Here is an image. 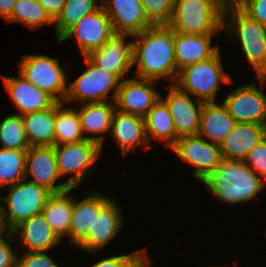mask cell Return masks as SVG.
<instances>
[{"label": "cell", "mask_w": 266, "mask_h": 267, "mask_svg": "<svg viewBox=\"0 0 266 267\" xmlns=\"http://www.w3.org/2000/svg\"><path fill=\"white\" fill-rule=\"evenodd\" d=\"M133 66H137L135 77L150 80L173 78L176 83L178 69L174 52V30L169 25H155L132 35Z\"/></svg>", "instance_id": "cell-1"}, {"label": "cell", "mask_w": 266, "mask_h": 267, "mask_svg": "<svg viewBox=\"0 0 266 267\" xmlns=\"http://www.w3.org/2000/svg\"><path fill=\"white\" fill-rule=\"evenodd\" d=\"M203 183L216 199L227 204L249 201L265 187L242 160L223 159Z\"/></svg>", "instance_id": "cell-2"}, {"label": "cell", "mask_w": 266, "mask_h": 267, "mask_svg": "<svg viewBox=\"0 0 266 267\" xmlns=\"http://www.w3.org/2000/svg\"><path fill=\"white\" fill-rule=\"evenodd\" d=\"M222 29L228 30V35L232 32L238 35L242 51L263 87L266 81V26L252 19L236 3H225Z\"/></svg>", "instance_id": "cell-3"}, {"label": "cell", "mask_w": 266, "mask_h": 267, "mask_svg": "<svg viewBox=\"0 0 266 267\" xmlns=\"http://www.w3.org/2000/svg\"><path fill=\"white\" fill-rule=\"evenodd\" d=\"M224 5V0H176L169 26L184 34H216L222 30Z\"/></svg>", "instance_id": "cell-4"}, {"label": "cell", "mask_w": 266, "mask_h": 267, "mask_svg": "<svg viewBox=\"0 0 266 267\" xmlns=\"http://www.w3.org/2000/svg\"><path fill=\"white\" fill-rule=\"evenodd\" d=\"M231 82V76L224 72L219 49L212 57L182 69L176 85L182 91L198 96V100L215 102L220 84Z\"/></svg>", "instance_id": "cell-5"}, {"label": "cell", "mask_w": 266, "mask_h": 267, "mask_svg": "<svg viewBox=\"0 0 266 267\" xmlns=\"http://www.w3.org/2000/svg\"><path fill=\"white\" fill-rule=\"evenodd\" d=\"M9 188L10 192L5 198L0 196V201H4L8 206L6 211L4 205H0L2 221L8 231H12L22 221L40 214L48 198L53 194L46 187L26 179Z\"/></svg>", "instance_id": "cell-6"}, {"label": "cell", "mask_w": 266, "mask_h": 267, "mask_svg": "<svg viewBox=\"0 0 266 267\" xmlns=\"http://www.w3.org/2000/svg\"><path fill=\"white\" fill-rule=\"evenodd\" d=\"M64 71L56 58L46 55H24L19 62V73L57 102H64L68 91Z\"/></svg>", "instance_id": "cell-7"}, {"label": "cell", "mask_w": 266, "mask_h": 267, "mask_svg": "<svg viewBox=\"0 0 266 267\" xmlns=\"http://www.w3.org/2000/svg\"><path fill=\"white\" fill-rule=\"evenodd\" d=\"M89 67L68 86L64 100H78L81 103L115 101L120 81L108 72L93 64L87 57H84ZM114 90L110 97L108 94Z\"/></svg>", "instance_id": "cell-8"}, {"label": "cell", "mask_w": 266, "mask_h": 267, "mask_svg": "<svg viewBox=\"0 0 266 267\" xmlns=\"http://www.w3.org/2000/svg\"><path fill=\"white\" fill-rule=\"evenodd\" d=\"M102 147L90 139L54 146L59 175L70 174L71 178L67 181L70 188L75 189L84 181L87 170L96 162Z\"/></svg>", "instance_id": "cell-9"}, {"label": "cell", "mask_w": 266, "mask_h": 267, "mask_svg": "<svg viewBox=\"0 0 266 267\" xmlns=\"http://www.w3.org/2000/svg\"><path fill=\"white\" fill-rule=\"evenodd\" d=\"M171 149L181 160L195 167L192 175L202 182L223 160L220 147L210 144L199 135L180 137Z\"/></svg>", "instance_id": "cell-10"}, {"label": "cell", "mask_w": 266, "mask_h": 267, "mask_svg": "<svg viewBox=\"0 0 266 267\" xmlns=\"http://www.w3.org/2000/svg\"><path fill=\"white\" fill-rule=\"evenodd\" d=\"M112 23L103 7L83 16L58 42L73 39L74 35L84 57L101 48L113 35Z\"/></svg>", "instance_id": "cell-11"}, {"label": "cell", "mask_w": 266, "mask_h": 267, "mask_svg": "<svg viewBox=\"0 0 266 267\" xmlns=\"http://www.w3.org/2000/svg\"><path fill=\"white\" fill-rule=\"evenodd\" d=\"M157 82L138 77L133 79L124 78L119 84L114 101L116 109L144 118L148 111L160 100V94L154 87Z\"/></svg>", "instance_id": "cell-12"}, {"label": "cell", "mask_w": 266, "mask_h": 267, "mask_svg": "<svg viewBox=\"0 0 266 267\" xmlns=\"http://www.w3.org/2000/svg\"><path fill=\"white\" fill-rule=\"evenodd\" d=\"M130 34L115 33L105 44L86 56L105 72L113 74L120 82L133 66V42L126 43Z\"/></svg>", "instance_id": "cell-13"}, {"label": "cell", "mask_w": 266, "mask_h": 267, "mask_svg": "<svg viewBox=\"0 0 266 267\" xmlns=\"http://www.w3.org/2000/svg\"><path fill=\"white\" fill-rule=\"evenodd\" d=\"M223 104L238 123L266 125V95L254 82L235 89L223 100Z\"/></svg>", "instance_id": "cell-14"}, {"label": "cell", "mask_w": 266, "mask_h": 267, "mask_svg": "<svg viewBox=\"0 0 266 267\" xmlns=\"http://www.w3.org/2000/svg\"><path fill=\"white\" fill-rule=\"evenodd\" d=\"M170 90L166 97L160 99L166 104L172 115L176 136L198 135L200 128V116L204 102L197 99L193 102L188 93L182 91L176 84L169 86Z\"/></svg>", "instance_id": "cell-15"}, {"label": "cell", "mask_w": 266, "mask_h": 267, "mask_svg": "<svg viewBox=\"0 0 266 267\" xmlns=\"http://www.w3.org/2000/svg\"><path fill=\"white\" fill-rule=\"evenodd\" d=\"M28 173L33 179H27ZM59 178L54 146H30L26 150V180L46 187L52 193L70 190L67 182L55 185Z\"/></svg>", "instance_id": "cell-16"}, {"label": "cell", "mask_w": 266, "mask_h": 267, "mask_svg": "<svg viewBox=\"0 0 266 267\" xmlns=\"http://www.w3.org/2000/svg\"><path fill=\"white\" fill-rule=\"evenodd\" d=\"M121 212L116 199L111 198L100 209L99 213L95 214L93 226L76 245V248H82L83 251L96 254V251L101 250L109 241L114 239L115 235L120 232V228L124 226Z\"/></svg>", "instance_id": "cell-17"}, {"label": "cell", "mask_w": 266, "mask_h": 267, "mask_svg": "<svg viewBox=\"0 0 266 267\" xmlns=\"http://www.w3.org/2000/svg\"><path fill=\"white\" fill-rule=\"evenodd\" d=\"M110 1V2H109ZM103 0L114 33L135 35L154 26L144 12L141 0Z\"/></svg>", "instance_id": "cell-18"}, {"label": "cell", "mask_w": 266, "mask_h": 267, "mask_svg": "<svg viewBox=\"0 0 266 267\" xmlns=\"http://www.w3.org/2000/svg\"><path fill=\"white\" fill-rule=\"evenodd\" d=\"M2 77L4 86L18 109V115L45 110L57 102L51 95L26 80L20 73L18 78Z\"/></svg>", "instance_id": "cell-19"}, {"label": "cell", "mask_w": 266, "mask_h": 267, "mask_svg": "<svg viewBox=\"0 0 266 267\" xmlns=\"http://www.w3.org/2000/svg\"><path fill=\"white\" fill-rule=\"evenodd\" d=\"M266 137V125L237 123L220 146L224 160H242Z\"/></svg>", "instance_id": "cell-20"}, {"label": "cell", "mask_w": 266, "mask_h": 267, "mask_svg": "<svg viewBox=\"0 0 266 267\" xmlns=\"http://www.w3.org/2000/svg\"><path fill=\"white\" fill-rule=\"evenodd\" d=\"M110 131L123 155L128 154L129 151L137 146H144L146 149L152 147L148 143L145 120L141 116L124 113L116 109L113 114Z\"/></svg>", "instance_id": "cell-21"}, {"label": "cell", "mask_w": 266, "mask_h": 267, "mask_svg": "<svg viewBox=\"0 0 266 267\" xmlns=\"http://www.w3.org/2000/svg\"><path fill=\"white\" fill-rule=\"evenodd\" d=\"M215 34H184L174 31V52L178 73L187 66L212 57L219 45L211 46Z\"/></svg>", "instance_id": "cell-22"}, {"label": "cell", "mask_w": 266, "mask_h": 267, "mask_svg": "<svg viewBox=\"0 0 266 267\" xmlns=\"http://www.w3.org/2000/svg\"><path fill=\"white\" fill-rule=\"evenodd\" d=\"M12 231L19 234L18 239L29 249L28 252H45L61 242L42 213L22 221Z\"/></svg>", "instance_id": "cell-23"}, {"label": "cell", "mask_w": 266, "mask_h": 267, "mask_svg": "<svg viewBox=\"0 0 266 267\" xmlns=\"http://www.w3.org/2000/svg\"><path fill=\"white\" fill-rule=\"evenodd\" d=\"M237 123L223 103L219 105L216 102H204L198 135L207 137L211 141L210 144L220 147Z\"/></svg>", "instance_id": "cell-24"}, {"label": "cell", "mask_w": 266, "mask_h": 267, "mask_svg": "<svg viewBox=\"0 0 266 267\" xmlns=\"http://www.w3.org/2000/svg\"><path fill=\"white\" fill-rule=\"evenodd\" d=\"M111 199L104 194L94 191L86 198L76 201L74 198V207L69 228L70 244L77 245L88 233L93 226L95 214Z\"/></svg>", "instance_id": "cell-25"}, {"label": "cell", "mask_w": 266, "mask_h": 267, "mask_svg": "<svg viewBox=\"0 0 266 267\" xmlns=\"http://www.w3.org/2000/svg\"><path fill=\"white\" fill-rule=\"evenodd\" d=\"M62 107L64 102L55 103V146L77 143L85 139L103 145L104 135L97 137L83 135L78 110Z\"/></svg>", "instance_id": "cell-26"}, {"label": "cell", "mask_w": 266, "mask_h": 267, "mask_svg": "<svg viewBox=\"0 0 266 267\" xmlns=\"http://www.w3.org/2000/svg\"><path fill=\"white\" fill-rule=\"evenodd\" d=\"M30 146H55V104L45 110L22 115Z\"/></svg>", "instance_id": "cell-27"}, {"label": "cell", "mask_w": 266, "mask_h": 267, "mask_svg": "<svg viewBox=\"0 0 266 267\" xmlns=\"http://www.w3.org/2000/svg\"><path fill=\"white\" fill-rule=\"evenodd\" d=\"M72 190L73 188L64 192L53 193L41 212L51 229L60 239L66 235L69 237L74 199L68 193Z\"/></svg>", "instance_id": "cell-28"}, {"label": "cell", "mask_w": 266, "mask_h": 267, "mask_svg": "<svg viewBox=\"0 0 266 267\" xmlns=\"http://www.w3.org/2000/svg\"><path fill=\"white\" fill-rule=\"evenodd\" d=\"M145 132L150 145L151 138L165 141V147L172 148L178 137L171 113L166 104L160 99L144 117Z\"/></svg>", "instance_id": "cell-29"}, {"label": "cell", "mask_w": 266, "mask_h": 267, "mask_svg": "<svg viewBox=\"0 0 266 267\" xmlns=\"http://www.w3.org/2000/svg\"><path fill=\"white\" fill-rule=\"evenodd\" d=\"M116 106L108 101L84 103L78 111L83 134L104 133L111 130L113 114Z\"/></svg>", "instance_id": "cell-30"}, {"label": "cell", "mask_w": 266, "mask_h": 267, "mask_svg": "<svg viewBox=\"0 0 266 267\" xmlns=\"http://www.w3.org/2000/svg\"><path fill=\"white\" fill-rule=\"evenodd\" d=\"M101 5H97V2ZM101 0H66L60 15L54 21L57 41L83 16L99 10Z\"/></svg>", "instance_id": "cell-31"}, {"label": "cell", "mask_w": 266, "mask_h": 267, "mask_svg": "<svg viewBox=\"0 0 266 267\" xmlns=\"http://www.w3.org/2000/svg\"><path fill=\"white\" fill-rule=\"evenodd\" d=\"M26 150L0 148V189L25 179Z\"/></svg>", "instance_id": "cell-32"}, {"label": "cell", "mask_w": 266, "mask_h": 267, "mask_svg": "<svg viewBox=\"0 0 266 267\" xmlns=\"http://www.w3.org/2000/svg\"><path fill=\"white\" fill-rule=\"evenodd\" d=\"M6 22L24 23L25 26L33 30L40 28L46 23H54L38 0H16L11 16Z\"/></svg>", "instance_id": "cell-33"}, {"label": "cell", "mask_w": 266, "mask_h": 267, "mask_svg": "<svg viewBox=\"0 0 266 267\" xmlns=\"http://www.w3.org/2000/svg\"><path fill=\"white\" fill-rule=\"evenodd\" d=\"M0 142L3 149L27 150L30 147L22 115H9L3 119L0 123Z\"/></svg>", "instance_id": "cell-34"}, {"label": "cell", "mask_w": 266, "mask_h": 267, "mask_svg": "<svg viewBox=\"0 0 266 267\" xmlns=\"http://www.w3.org/2000/svg\"><path fill=\"white\" fill-rule=\"evenodd\" d=\"M147 19L155 25H169L176 0H141Z\"/></svg>", "instance_id": "cell-35"}, {"label": "cell", "mask_w": 266, "mask_h": 267, "mask_svg": "<svg viewBox=\"0 0 266 267\" xmlns=\"http://www.w3.org/2000/svg\"><path fill=\"white\" fill-rule=\"evenodd\" d=\"M146 250H137L128 255H116L104 258L91 267H149L150 260L147 259Z\"/></svg>", "instance_id": "cell-36"}, {"label": "cell", "mask_w": 266, "mask_h": 267, "mask_svg": "<svg viewBox=\"0 0 266 267\" xmlns=\"http://www.w3.org/2000/svg\"><path fill=\"white\" fill-rule=\"evenodd\" d=\"M244 162L266 182V137L250 151Z\"/></svg>", "instance_id": "cell-37"}, {"label": "cell", "mask_w": 266, "mask_h": 267, "mask_svg": "<svg viewBox=\"0 0 266 267\" xmlns=\"http://www.w3.org/2000/svg\"><path fill=\"white\" fill-rule=\"evenodd\" d=\"M236 4L252 19L266 26V0H238Z\"/></svg>", "instance_id": "cell-38"}, {"label": "cell", "mask_w": 266, "mask_h": 267, "mask_svg": "<svg viewBox=\"0 0 266 267\" xmlns=\"http://www.w3.org/2000/svg\"><path fill=\"white\" fill-rule=\"evenodd\" d=\"M17 263L20 267H59L47 253L41 251H26L20 258L17 255Z\"/></svg>", "instance_id": "cell-39"}, {"label": "cell", "mask_w": 266, "mask_h": 267, "mask_svg": "<svg viewBox=\"0 0 266 267\" xmlns=\"http://www.w3.org/2000/svg\"><path fill=\"white\" fill-rule=\"evenodd\" d=\"M15 237L13 231L8 230L0 235V267H12L17 262L18 254L11 249L10 245Z\"/></svg>", "instance_id": "cell-40"}, {"label": "cell", "mask_w": 266, "mask_h": 267, "mask_svg": "<svg viewBox=\"0 0 266 267\" xmlns=\"http://www.w3.org/2000/svg\"><path fill=\"white\" fill-rule=\"evenodd\" d=\"M38 2L43 6L49 17L55 21L60 15L66 0H38Z\"/></svg>", "instance_id": "cell-41"}, {"label": "cell", "mask_w": 266, "mask_h": 267, "mask_svg": "<svg viewBox=\"0 0 266 267\" xmlns=\"http://www.w3.org/2000/svg\"><path fill=\"white\" fill-rule=\"evenodd\" d=\"M16 0H0V16L6 21L12 13Z\"/></svg>", "instance_id": "cell-42"}, {"label": "cell", "mask_w": 266, "mask_h": 267, "mask_svg": "<svg viewBox=\"0 0 266 267\" xmlns=\"http://www.w3.org/2000/svg\"><path fill=\"white\" fill-rule=\"evenodd\" d=\"M5 231H7L4 227V224H3V221H2V215H1V212H0V235L5 233Z\"/></svg>", "instance_id": "cell-43"}, {"label": "cell", "mask_w": 266, "mask_h": 267, "mask_svg": "<svg viewBox=\"0 0 266 267\" xmlns=\"http://www.w3.org/2000/svg\"><path fill=\"white\" fill-rule=\"evenodd\" d=\"M238 0H224L225 3H236Z\"/></svg>", "instance_id": "cell-44"}, {"label": "cell", "mask_w": 266, "mask_h": 267, "mask_svg": "<svg viewBox=\"0 0 266 267\" xmlns=\"http://www.w3.org/2000/svg\"><path fill=\"white\" fill-rule=\"evenodd\" d=\"M12 267H20L18 263L16 262Z\"/></svg>", "instance_id": "cell-45"}]
</instances>
